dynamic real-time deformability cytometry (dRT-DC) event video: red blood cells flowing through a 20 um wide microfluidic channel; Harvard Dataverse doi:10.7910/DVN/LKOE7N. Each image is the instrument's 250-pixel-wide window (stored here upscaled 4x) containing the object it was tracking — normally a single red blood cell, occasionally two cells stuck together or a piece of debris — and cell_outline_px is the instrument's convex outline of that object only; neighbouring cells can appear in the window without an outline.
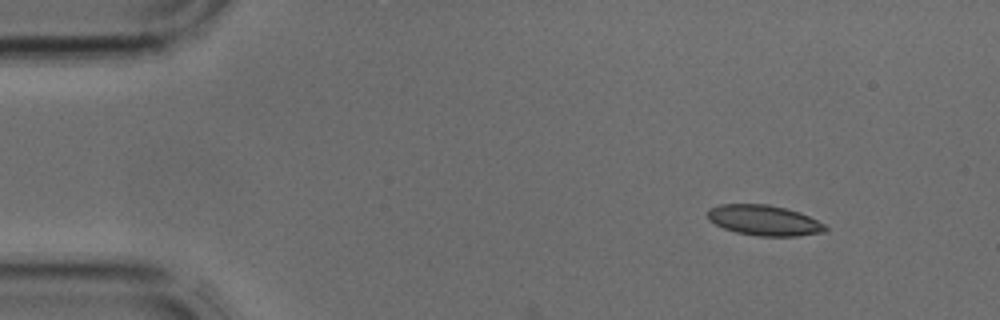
{"species": "common noctule bat (a hibernating species)", "species_latin": "Nyctalus noctula", "temperature_condition": "cold", "stored_images_in_passage": 3, "camera_frame_rate_fps": 3000, "um_per_image_px": 0.085, "animal": {"sex": "male", "body_mass_g": 17.9, "forearm_length_mm": 54.2}, "frame": {"image": 1, "passage_image": 1, "time_ms": 0.0, "image_size_px": [1000, 320], "cell_outline_px": [[828, 228], [824, 232], [796, 236], [760, 236], [736, 232], [724, 228], [708, 220], [708, 208], [720, 204], [768, 204], [800, 212], [824, 224]], "centroid_in_image_um": [64.93, 18.72], "position_along_channel_um": 20.1, "area_um2": 20.75}}
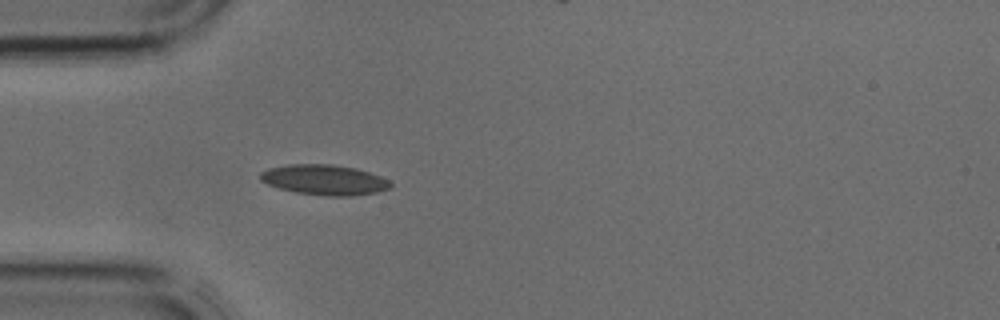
{"frame": {"image": 2, "passage_image": 3, "time_ms": 0.667, "image_size_px": [1000, 320], "cell_outline_px": [[392, 184], [388, 188], [376, 192], [352, 196], [328, 196], [296, 192], [280, 188], [268, 184], [260, 180], [260, 172], [268, 168], [288, 164], [332, 164], [356, 168], [380, 176], [388, 180]], "centroid_in_image_um": [27.55, 15.28], "position_along_channel_um": 57.5, "area_um2": 22.83}}